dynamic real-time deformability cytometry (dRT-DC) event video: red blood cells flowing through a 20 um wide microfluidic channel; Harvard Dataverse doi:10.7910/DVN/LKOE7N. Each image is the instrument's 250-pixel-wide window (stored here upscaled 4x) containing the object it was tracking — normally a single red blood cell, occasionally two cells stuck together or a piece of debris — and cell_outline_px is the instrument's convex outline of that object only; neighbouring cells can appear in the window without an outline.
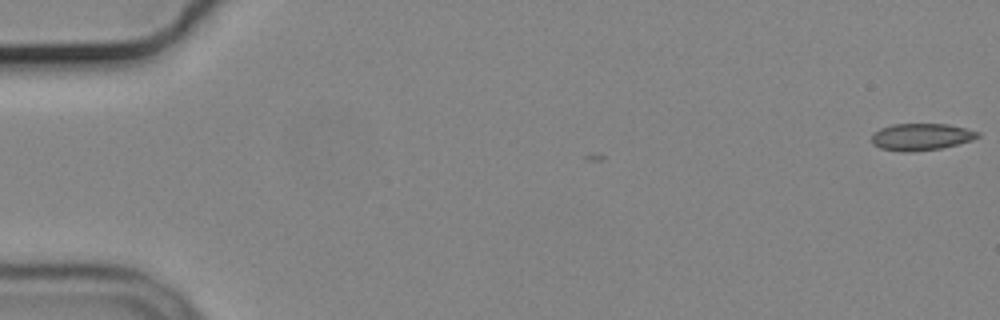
{"species": "common noctule bat (a hibernating species)", "species_latin": "Nyctalus noctula", "temperature_condition": "cold", "stored_images_in_passage": 3, "camera_frame_rate_fps": 3000, "um_per_image_px": 0.085, "animal": {"sex": "male", "body_mass_g": 19.2, "forearm_length_mm": 51.8}, "frame": {"image": 1, "passage_image": 3, "time_ms": 0.667, "image_size_px": [1000, 320], "cell_outline_px": [[980, 136], [972, 140], [940, 148], [912, 152], [904, 152], [880, 148], [872, 144], [872, 136], [880, 128], [892, 124], [948, 124], [980, 132]], "centroid_in_image_um": [78.29, 11.63], "position_along_channel_um": 6.7, "area_um2": 16.53}}